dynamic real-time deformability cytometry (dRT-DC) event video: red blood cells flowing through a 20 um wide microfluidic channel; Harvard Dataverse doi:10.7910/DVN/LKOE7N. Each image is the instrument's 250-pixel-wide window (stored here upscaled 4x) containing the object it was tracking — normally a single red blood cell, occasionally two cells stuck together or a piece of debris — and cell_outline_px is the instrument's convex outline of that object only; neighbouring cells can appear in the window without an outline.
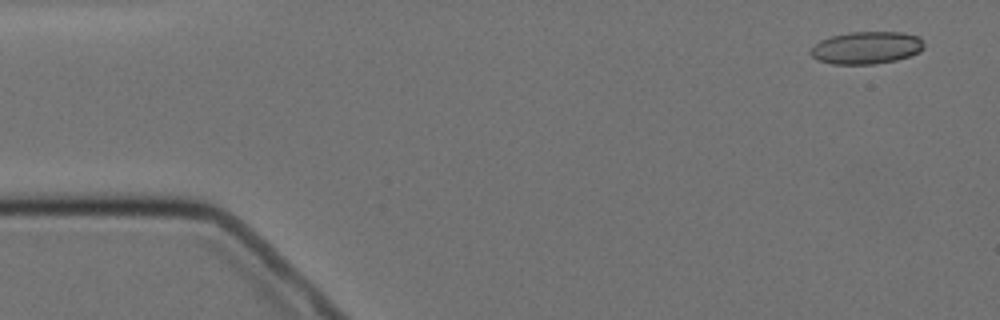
{"species": "Egyptian fruit bat (a non-hibernating species)", "species_latin": "Rousettus aegyptiacus", "temperature_condition": "cold", "stored_images_in_passage": 5, "camera_frame_rate_fps": 3000, "um_per_image_px": 0.085, "animal": {"sex": "female"}, "frame": {"image": 1, "passage_image": 1, "time_ms": 0.0, "image_size_px": [1000, 320], "cell_outline_px": [[924, 48], [920, 52], [896, 60], [872, 64], [832, 64], [816, 60], [808, 52], [820, 40], [832, 36], [848, 32], [904, 32], [920, 36], [924, 44]], "centroid_in_image_um": [73.66, 4.05], "position_along_channel_um": 11.3, "area_um2": 21.56}}
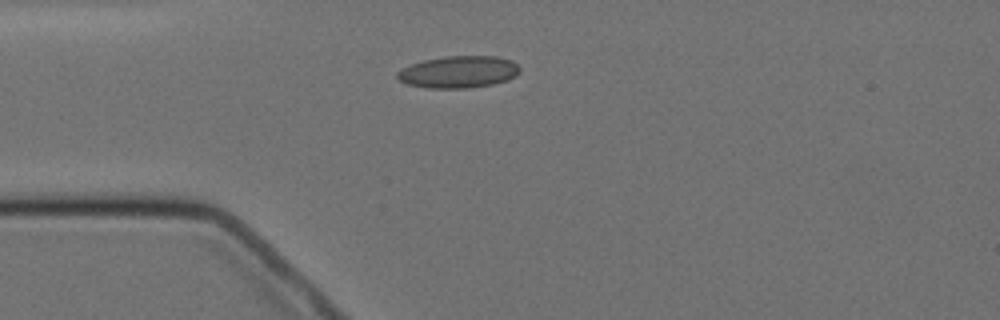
{"frame": {"image": 2, "passage_image": 4, "time_ms": 3.667, "image_size_px": [1000, 320], "cell_outline_px": [[520, 72], [516, 76], [508, 80], [492, 84], [468, 88], [428, 88], [408, 84], [400, 80], [396, 76], [396, 72], [412, 64], [424, 60], [444, 56], [496, 56], [512, 60], [520, 68]], "centroid_in_image_um": [39.01, 6.11], "position_along_channel_um": 46.0, "area_um2": 22.83}}